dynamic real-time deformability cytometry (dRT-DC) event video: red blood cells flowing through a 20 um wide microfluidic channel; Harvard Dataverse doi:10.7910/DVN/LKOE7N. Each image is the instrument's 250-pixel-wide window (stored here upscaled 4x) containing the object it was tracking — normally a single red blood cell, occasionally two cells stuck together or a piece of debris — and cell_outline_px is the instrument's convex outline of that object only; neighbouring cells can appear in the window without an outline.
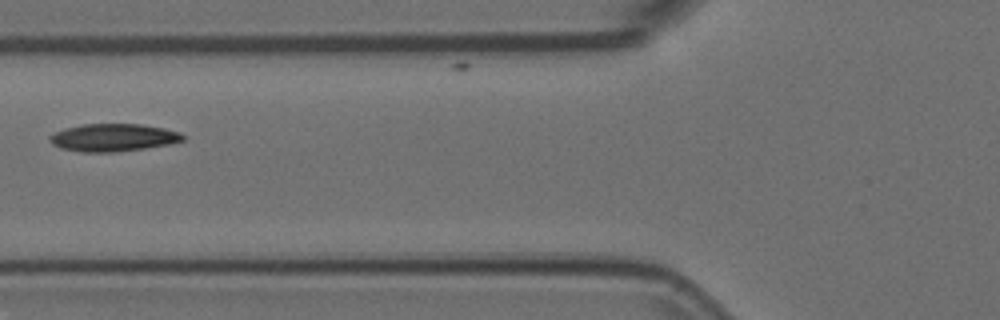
{"species": "Egyptian fruit bat (a non-hibernating species)", "species_latin": "Rousettus aegyptiacus", "temperature_condition": "room temperature", "stored_images_in_passage": 5, "camera_frame_rate_fps": 3000, "um_per_image_px": 0.085, "animal": {"sex": "female"}, "frame": {"image": 1, "passage_image": 4, "time_ms": 1.0, "image_size_px": [1000, 320], "cell_outline_px": [[184, 140], [168, 144], [144, 148], [112, 152], [84, 152], [60, 148], [52, 144], [48, 140], [48, 136], [64, 128], [84, 124], [140, 124], [164, 128], [180, 132], [184, 136]], "centroid_in_image_um": [9.59, 11.69], "position_along_channel_um": 116.2, "area_um2": 21.33}}